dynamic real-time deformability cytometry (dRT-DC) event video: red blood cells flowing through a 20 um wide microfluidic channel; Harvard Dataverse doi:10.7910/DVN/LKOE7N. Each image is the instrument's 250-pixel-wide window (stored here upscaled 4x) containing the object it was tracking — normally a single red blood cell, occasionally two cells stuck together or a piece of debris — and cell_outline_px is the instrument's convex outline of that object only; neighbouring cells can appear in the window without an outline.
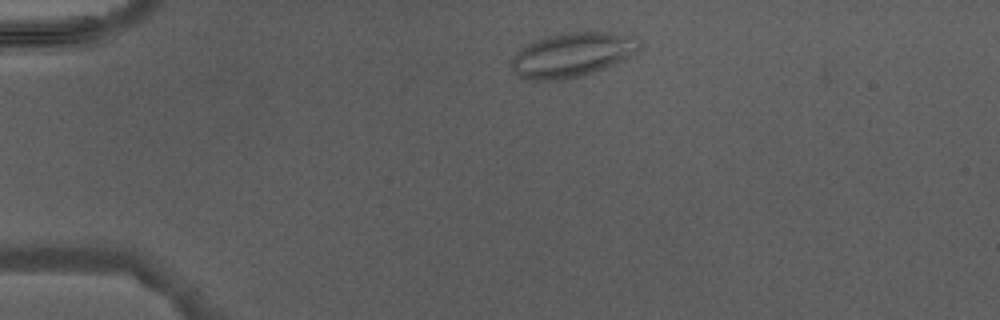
{"species": "Egyptian fruit bat (a non-hibernating species)", "species_latin": "Rousettus aegyptiacus", "temperature_condition": "warm", "stored_images_in_passage": 2, "camera_frame_rate_fps": 3000, "um_per_image_px": 0.085, "animal": {"sex": "male"}, "frame": {"image": 1, "passage_image": 1, "time_ms": 0.0, "image_size_px": [1000, 320], "cell_outline_px": [[644, 44], [636, 52], [612, 64], [584, 76], [560, 80], [524, 80], [512, 68], [512, 56], [524, 44], [544, 36], [564, 32], [608, 32], [640, 36], [644, 40]], "centroid_in_image_um": [48.66, 4.63], "position_along_channel_um": 36.3, "area_um2": 33.58}}